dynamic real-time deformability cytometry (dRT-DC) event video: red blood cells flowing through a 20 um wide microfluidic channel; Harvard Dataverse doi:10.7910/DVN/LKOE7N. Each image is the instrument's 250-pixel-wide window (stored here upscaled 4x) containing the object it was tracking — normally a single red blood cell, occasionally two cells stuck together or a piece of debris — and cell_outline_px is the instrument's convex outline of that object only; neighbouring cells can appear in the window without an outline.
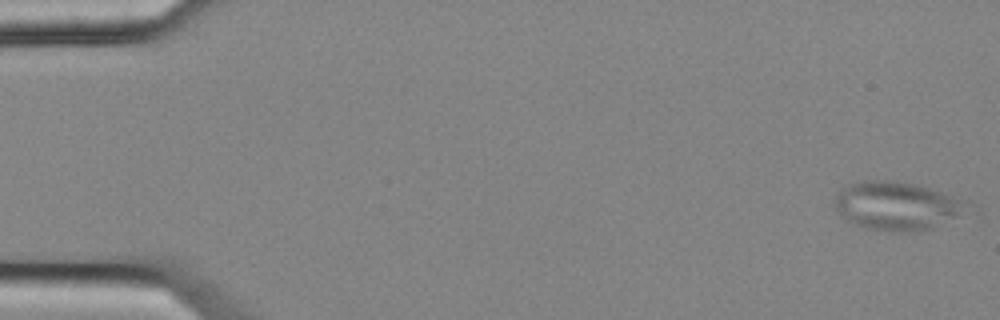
{"species": "common noctule bat (a hibernating species)", "species_latin": "Nyctalus noctula", "temperature_condition": "cold", "stored_images_in_passage": 5, "camera_frame_rate_fps": 3000, "um_per_image_px": 0.085, "animal": {"sex": "female", "body_mass_g": 25.1}, "frame": {"image": 1, "passage_image": 1, "time_ms": 0.0, "image_size_px": [1000, 320], "cell_outline_px": [[968, 200], [956, 216], [932, 228], [908, 232], [896, 232], [864, 228], [852, 224], [844, 220], [836, 208], [836, 196], [840, 188], [848, 184], [864, 180], [888, 180], [916, 184]], "centroid_in_image_um": [76.13, 17.49], "position_along_channel_um": 8.9, "area_um2": 36.99}}